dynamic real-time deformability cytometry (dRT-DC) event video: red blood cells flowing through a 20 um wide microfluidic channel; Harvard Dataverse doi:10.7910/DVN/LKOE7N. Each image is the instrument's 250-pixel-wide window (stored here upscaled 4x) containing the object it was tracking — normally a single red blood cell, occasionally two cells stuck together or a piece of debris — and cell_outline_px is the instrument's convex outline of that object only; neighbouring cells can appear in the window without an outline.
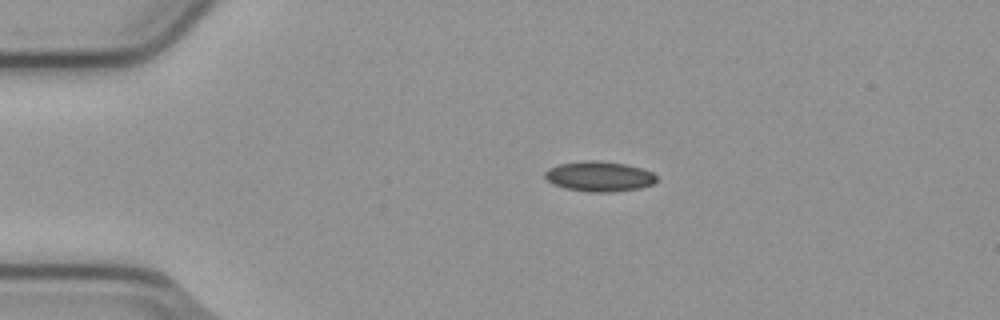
{"species": "common noctule bat (a hibernating species)", "species_latin": "Nyctalus noctula", "temperature_condition": "cold", "stored_images_in_passage": 3, "camera_frame_rate_fps": 3000, "um_per_image_px": 0.085, "animal": {"sex": "male", "body_mass_g": 23.1, "forearm_length_mm": 52.7}, "frame": {"image": 1, "passage_image": 1, "time_ms": 0.0, "image_size_px": [1000, 320], "cell_outline_px": [[656, 180], [652, 184], [640, 188], [612, 192], [588, 192], [564, 188], [552, 184], [544, 176], [544, 172], [548, 168], [560, 164], [584, 160], [596, 160], [624, 164], [640, 168], [652, 172], [656, 176]], "centroid_in_image_um": [50.9, 15.0], "position_along_channel_um": 34.1, "area_um2": 19.59}}
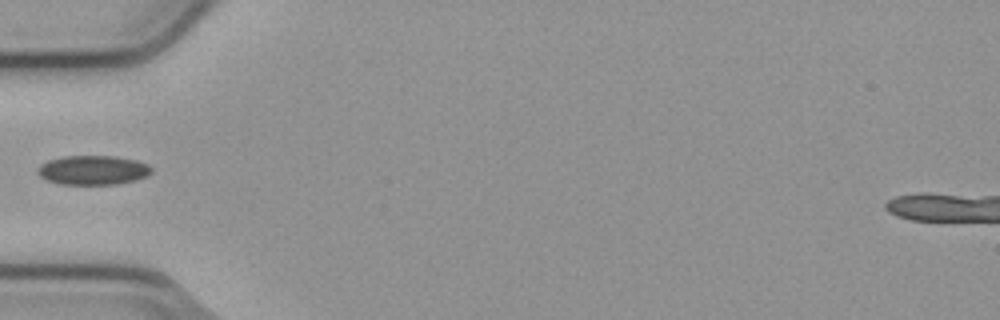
{"frame": {"image": 2, "passage_image": 3, "time_ms": 0.667, "image_size_px": [1000, 320], "cell_outline_px": [[152, 172], [148, 176], [136, 180], [116, 184], [60, 184], [44, 180], [36, 172], [36, 168], [40, 164], [48, 160], [64, 156], [116, 156], [136, 160], [148, 164], [152, 168]], "centroid_in_image_um": [7.88, 14.46], "position_along_channel_um": 77.1, "area_um2": 19.71}}